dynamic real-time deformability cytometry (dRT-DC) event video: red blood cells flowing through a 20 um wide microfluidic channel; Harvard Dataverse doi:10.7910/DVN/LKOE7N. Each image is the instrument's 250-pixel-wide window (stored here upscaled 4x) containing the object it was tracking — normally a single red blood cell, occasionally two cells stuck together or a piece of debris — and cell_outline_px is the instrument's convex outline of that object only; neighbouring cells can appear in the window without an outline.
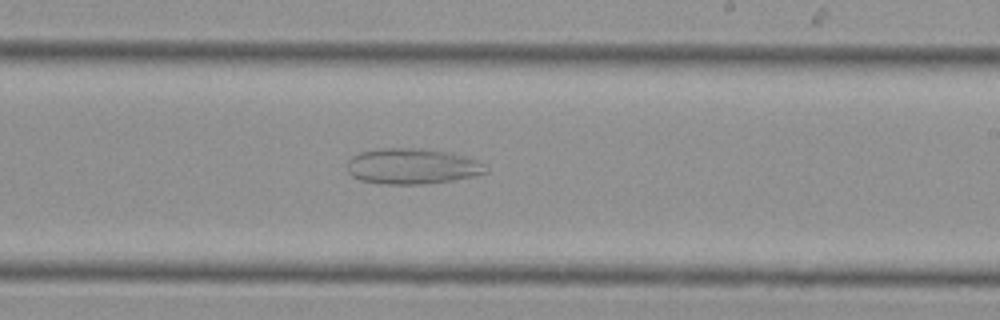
{"species": "Egyptian fruit bat (a non-hibernating species)", "species_latin": "Rousettus aegyptiacus", "temperature_condition": "cold", "stored_images_in_passage": 29, "camera_frame_rate_fps": 3000, "um_per_image_px": 0.085, "animal": {"sex": "female"}, "frame": {"image": 1, "passage_image": 17, "time_ms": 5.333, "image_size_px": [1000, 320], "cell_outline_px": [[488, 172], [476, 176], [428, 184], [384, 184], [360, 180], [352, 176], [348, 172], [348, 160], [352, 156], [360, 152], [380, 148], [416, 148], [452, 152], [476, 160], [484, 164], [488, 168]], "centroid_in_image_um": [35.05, 14.13], "position_along_channel_um": 253.9, "area_um2": 29.02}}